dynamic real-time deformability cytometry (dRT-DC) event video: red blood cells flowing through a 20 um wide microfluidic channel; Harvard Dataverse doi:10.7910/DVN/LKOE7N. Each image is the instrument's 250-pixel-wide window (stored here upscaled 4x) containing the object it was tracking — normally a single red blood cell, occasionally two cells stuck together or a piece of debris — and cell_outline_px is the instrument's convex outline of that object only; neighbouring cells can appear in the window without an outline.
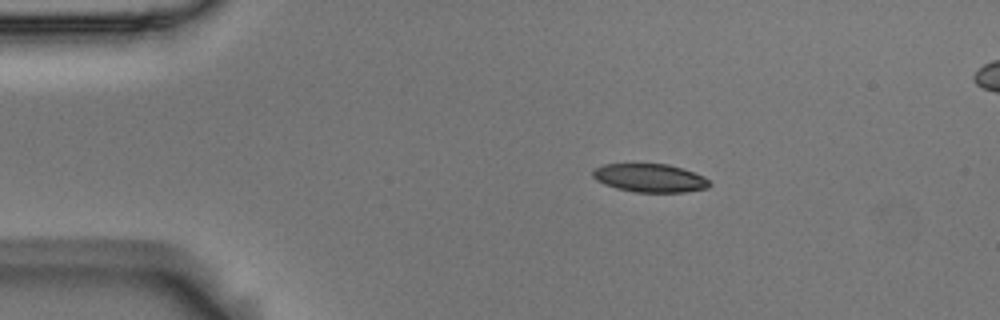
{"species": "Egyptian fruit bat (a non-hibernating species)", "species_latin": "Rousettus aegyptiacus", "temperature_condition": "room temperature", "stored_images_in_passage": 7, "camera_frame_rate_fps": 3000, "um_per_image_px": 0.085, "animal": {"sex": "male"}, "frame": {"image": 1, "passage_image": 1, "time_ms": 0.0, "image_size_px": [1000, 320], "cell_outline_px": [[712, 184], [708, 188], [684, 192], [632, 192], [616, 188], [604, 184], [596, 180], [592, 176], [592, 168], [604, 164], [668, 164], [704, 176]], "centroid_in_image_um": [55.21, 15.13], "position_along_channel_um": 29.8, "area_um2": 19.36}}
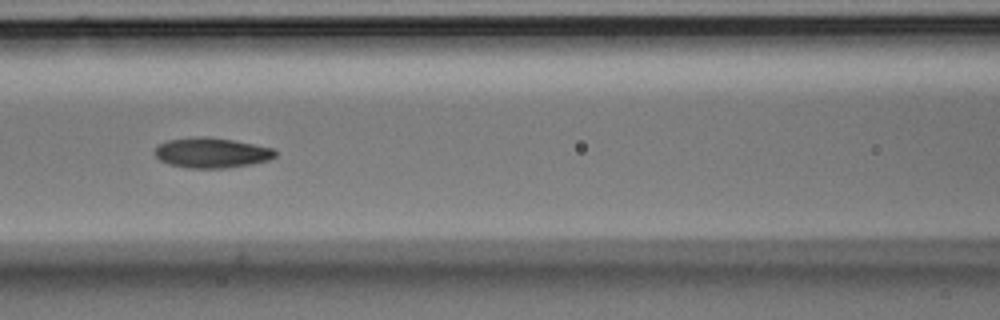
{"frame": {"image": 2, "passage_image": 5, "time_ms": 1.333, "image_size_px": [1000, 320], "cell_outline_px": [[276, 156], [268, 160], [252, 164], [228, 168], [188, 168], [168, 164], [160, 160], [156, 156], [156, 148], [160, 144], [168, 140], [196, 136], [208, 136], [232, 140], [272, 148], [276, 152]], "centroid_in_image_um": [17.99, 12.99], "position_along_channel_um": 148.6, "area_um2": 21.1}}
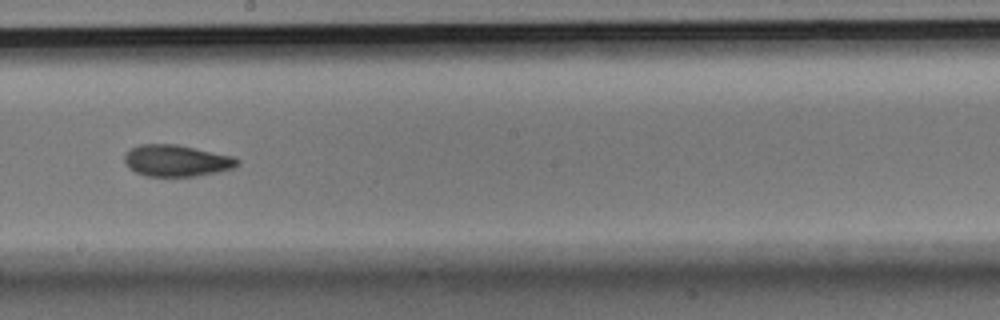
{"frame": {"image": 3, "passage_image": 7, "time_ms": 2.0, "image_size_px": [1000, 320], "cell_outline_px": [[240, 164], [232, 168], [216, 172], [196, 176], [144, 176], [128, 168], [124, 160], [124, 152], [140, 144], [176, 144], [232, 156], [240, 160]], "centroid_in_image_um": [14.97, 13.66], "position_along_channel_um": 233.2, "area_um2": 20.75}}